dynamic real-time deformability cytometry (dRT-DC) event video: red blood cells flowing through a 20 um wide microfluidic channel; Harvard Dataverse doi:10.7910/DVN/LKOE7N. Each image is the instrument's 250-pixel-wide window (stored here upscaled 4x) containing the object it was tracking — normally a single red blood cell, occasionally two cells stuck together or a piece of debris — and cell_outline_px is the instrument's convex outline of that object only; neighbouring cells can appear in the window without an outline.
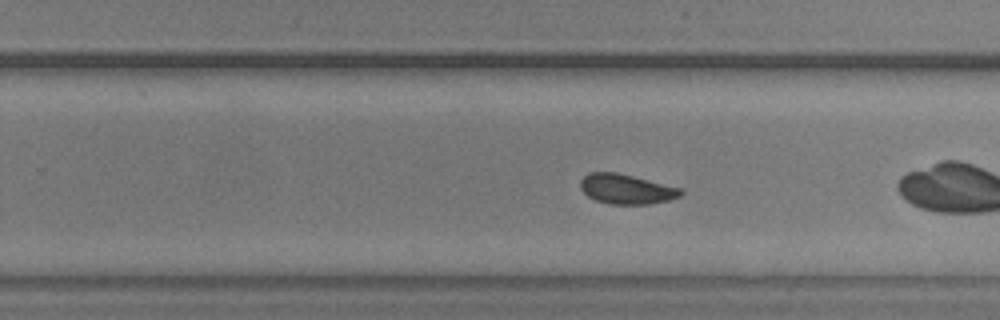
{"species": "common noctule bat (a hibernating species)", "species_latin": "Nyctalus noctula", "temperature_condition": "warm", "stored_images_in_passage": 41, "camera_frame_rate_fps": 3000, "um_per_image_px": 0.085, "animal": {"sex": "male", "body_mass_g": 20.5, "forearm_length_mm": 52.5}, "frame": {"image": 1, "passage_image": 18, "time_ms": 5.667, "image_size_px": [1000, 320], "cell_outline_px": [[684, 192], [680, 196], [668, 200], [648, 204], [608, 204], [596, 200], [588, 196], [580, 188], [580, 180], [588, 172], [616, 172], [684, 188]], "centroid_in_image_um": [53.26, 16.06], "position_along_channel_um": 276.5, "area_um2": 17.57}, "authors_computed_cell_mechanics": {"area_um2": 17.7446, "velocity_mm_per_s": 3.5671, "shape_relaxation_time_tau1_ms": 2.9769, "shape_relaxation_time_tau2_ms": null, "deformation_change_tau1": 0.062, "deformation_change_tau2": null}}